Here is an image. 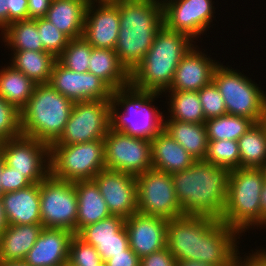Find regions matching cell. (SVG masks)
<instances>
[{"instance_id": "obj_1", "label": "cell", "mask_w": 266, "mask_h": 266, "mask_svg": "<svg viewBox=\"0 0 266 266\" xmlns=\"http://www.w3.org/2000/svg\"><path fill=\"white\" fill-rule=\"evenodd\" d=\"M240 233L221 220L183 214L168 220L167 247L176 261L231 266L239 259Z\"/></svg>"}, {"instance_id": "obj_2", "label": "cell", "mask_w": 266, "mask_h": 266, "mask_svg": "<svg viewBox=\"0 0 266 266\" xmlns=\"http://www.w3.org/2000/svg\"><path fill=\"white\" fill-rule=\"evenodd\" d=\"M171 175L183 214L222 219L228 193V168L196 160L189 168Z\"/></svg>"}, {"instance_id": "obj_3", "label": "cell", "mask_w": 266, "mask_h": 266, "mask_svg": "<svg viewBox=\"0 0 266 266\" xmlns=\"http://www.w3.org/2000/svg\"><path fill=\"white\" fill-rule=\"evenodd\" d=\"M120 29L115 52L131 74L151 48L163 26L161 0H118Z\"/></svg>"}, {"instance_id": "obj_4", "label": "cell", "mask_w": 266, "mask_h": 266, "mask_svg": "<svg viewBox=\"0 0 266 266\" xmlns=\"http://www.w3.org/2000/svg\"><path fill=\"white\" fill-rule=\"evenodd\" d=\"M195 43L188 35L163 25L142 62L130 74V84L147 92L167 91L179 62Z\"/></svg>"}, {"instance_id": "obj_5", "label": "cell", "mask_w": 266, "mask_h": 266, "mask_svg": "<svg viewBox=\"0 0 266 266\" xmlns=\"http://www.w3.org/2000/svg\"><path fill=\"white\" fill-rule=\"evenodd\" d=\"M162 94L139 90L131 84L114 90L110 105V129L133 137L154 138L163 130L166 118L153 104Z\"/></svg>"}, {"instance_id": "obj_6", "label": "cell", "mask_w": 266, "mask_h": 266, "mask_svg": "<svg viewBox=\"0 0 266 266\" xmlns=\"http://www.w3.org/2000/svg\"><path fill=\"white\" fill-rule=\"evenodd\" d=\"M74 103L49 83L37 84L20 111L22 135L51 146L62 135Z\"/></svg>"}, {"instance_id": "obj_7", "label": "cell", "mask_w": 266, "mask_h": 266, "mask_svg": "<svg viewBox=\"0 0 266 266\" xmlns=\"http://www.w3.org/2000/svg\"><path fill=\"white\" fill-rule=\"evenodd\" d=\"M266 182L264 169L238 168L230 171L228 193L221 221L240 234L262 228L261 193Z\"/></svg>"}, {"instance_id": "obj_8", "label": "cell", "mask_w": 266, "mask_h": 266, "mask_svg": "<svg viewBox=\"0 0 266 266\" xmlns=\"http://www.w3.org/2000/svg\"><path fill=\"white\" fill-rule=\"evenodd\" d=\"M212 82L221 93L227 114L252 119L255 123L266 118V93L251 78L219 63Z\"/></svg>"}, {"instance_id": "obj_9", "label": "cell", "mask_w": 266, "mask_h": 266, "mask_svg": "<svg viewBox=\"0 0 266 266\" xmlns=\"http://www.w3.org/2000/svg\"><path fill=\"white\" fill-rule=\"evenodd\" d=\"M105 167L103 139L50 146V174L68 182L92 180Z\"/></svg>"}, {"instance_id": "obj_10", "label": "cell", "mask_w": 266, "mask_h": 266, "mask_svg": "<svg viewBox=\"0 0 266 266\" xmlns=\"http://www.w3.org/2000/svg\"><path fill=\"white\" fill-rule=\"evenodd\" d=\"M78 201L75 184L49 174L40 182L41 225L77 234Z\"/></svg>"}, {"instance_id": "obj_11", "label": "cell", "mask_w": 266, "mask_h": 266, "mask_svg": "<svg viewBox=\"0 0 266 266\" xmlns=\"http://www.w3.org/2000/svg\"><path fill=\"white\" fill-rule=\"evenodd\" d=\"M111 100L75 102L60 138L52 145L79 144L104 139L110 129Z\"/></svg>"}, {"instance_id": "obj_12", "label": "cell", "mask_w": 266, "mask_h": 266, "mask_svg": "<svg viewBox=\"0 0 266 266\" xmlns=\"http://www.w3.org/2000/svg\"><path fill=\"white\" fill-rule=\"evenodd\" d=\"M138 213L173 219L183 215L172 175L151 168L136 176Z\"/></svg>"}, {"instance_id": "obj_13", "label": "cell", "mask_w": 266, "mask_h": 266, "mask_svg": "<svg viewBox=\"0 0 266 266\" xmlns=\"http://www.w3.org/2000/svg\"><path fill=\"white\" fill-rule=\"evenodd\" d=\"M103 141L106 169L138 176L152 168L150 139L109 129Z\"/></svg>"}, {"instance_id": "obj_14", "label": "cell", "mask_w": 266, "mask_h": 266, "mask_svg": "<svg viewBox=\"0 0 266 266\" xmlns=\"http://www.w3.org/2000/svg\"><path fill=\"white\" fill-rule=\"evenodd\" d=\"M4 163L25 175L32 183H40L50 174V146L34 138L19 136L1 142Z\"/></svg>"}, {"instance_id": "obj_15", "label": "cell", "mask_w": 266, "mask_h": 266, "mask_svg": "<svg viewBox=\"0 0 266 266\" xmlns=\"http://www.w3.org/2000/svg\"><path fill=\"white\" fill-rule=\"evenodd\" d=\"M163 25L169 30L188 35L192 40L199 36L213 22L216 8L212 0H161Z\"/></svg>"}, {"instance_id": "obj_16", "label": "cell", "mask_w": 266, "mask_h": 266, "mask_svg": "<svg viewBox=\"0 0 266 266\" xmlns=\"http://www.w3.org/2000/svg\"><path fill=\"white\" fill-rule=\"evenodd\" d=\"M49 84L74 102L112 100L113 90L103 80L89 72L68 70L58 61L53 65Z\"/></svg>"}, {"instance_id": "obj_17", "label": "cell", "mask_w": 266, "mask_h": 266, "mask_svg": "<svg viewBox=\"0 0 266 266\" xmlns=\"http://www.w3.org/2000/svg\"><path fill=\"white\" fill-rule=\"evenodd\" d=\"M92 180L98 186L111 215L126 219L137 213L136 176L103 169Z\"/></svg>"}, {"instance_id": "obj_18", "label": "cell", "mask_w": 266, "mask_h": 266, "mask_svg": "<svg viewBox=\"0 0 266 266\" xmlns=\"http://www.w3.org/2000/svg\"><path fill=\"white\" fill-rule=\"evenodd\" d=\"M119 24L118 1L93 2L86 9L83 38L95 48L115 49Z\"/></svg>"}, {"instance_id": "obj_19", "label": "cell", "mask_w": 266, "mask_h": 266, "mask_svg": "<svg viewBox=\"0 0 266 266\" xmlns=\"http://www.w3.org/2000/svg\"><path fill=\"white\" fill-rule=\"evenodd\" d=\"M168 219L134 213L125 219L129 247L141 259L167 247Z\"/></svg>"}, {"instance_id": "obj_20", "label": "cell", "mask_w": 266, "mask_h": 266, "mask_svg": "<svg viewBox=\"0 0 266 266\" xmlns=\"http://www.w3.org/2000/svg\"><path fill=\"white\" fill-rule=\"evenodd\" d=\"M199 50L194 44L182 57L168 90L199 91L212 82L214 70L220 62Z\"/></svg>"}, {"instance_id": "obj_21", "label": "cell", "mask_w": 266, "mask_h": 266, "mask_svg": "<svg viewBox=\"0 0 266 266\" xmlns=\"http://www.w3.org/2000/svg\"><path fill=\"white\" fill-rule=\"evenodd\" d=\"M74 235L67 229L44 227L24 261L29 266L66 265L69 245Z\"/></svg>"}, {"instance_id": "obj_22", "label": "cell", "mask_w": 266, "mask_h": 266, "mask_svg": "<svg viewBox=\"0 0 266 266\" xmlns=\"http://www.w3.org/2000/svg\"><path fill=\"white\" fill-rule=\"evenodd\" d=\"M8 225L41 224L40 183L1 196Z\"/></svg>"}, {"instance_id": "obj_23", "label": "cell", "mask_w": 266, "mask_h": 266, "mask_svg": "<svg viewBox=\"0 0 266 266\" xmlns=\"http://www.w3.org/2000/svg\"><path fill=\"white\" fill-rule=\"evenodd\" d=\"M152 168L172 174L189 168L196 160L167 132L151 139Z\"/></svg>"}, {"instance_id": "obj_24", "label": "cell", "mask_w": 266, "mask_h": 266, "mask_svg": "<svg viewBox=\"0 0 266 266\" xmlns=\"http://www.w3.org/2000/svg\"><path fill=\"white\" fill-rule=\"evenodd\" d=\"M43 228L41 224L8 225L0 235V260H24Z\"/></svg>"}, {"instance_id": "obj_25", "label": "cell", "mask_w": 266, "mask_h": 266, "mask_svg": "<svg viewBox=\"0 0 266 266\" xmlns=\"http://www.w3.org/2000/svg\"><path fill=\"white\" fill-rule=\"evenodd\" d=\"M78 201L77 233L90 224L111 216L98 186L93 180L75 181Z\"/></svg>"}, {"instance_id": "obj_26", "label": "cell", "mask_w": 266, "mask_h": 266, "mask_svg": "<svg viewBox=\"0 0 266 266\" xmlns=\"http://www.w3.org/2000/svg\"><path fill=\"white\" fill-rule=\"evenodd\" d=\"M87 5L73 0H52L44 18L70 39L83 37Z\"/></svg>"}, {"instance_id": "obj_27", "label": "cell", "mask_w": 266, "mask_h": 266, "mask_svg": "<svg viewBox=\"0 0 266 266\" xmlns=\"http://www.w3.org/2000/svg\"><path fill=\"white\" fill-rule=\"evenodd\" d=\"M88 72L103 80L113 91L130 85V73L120 63L115 49L93 47Z\"/></svg>"}, {"instance_id": "obj_28", "label": "cell", "mask_w": 266, "mask_h": 266, "mask_svg": "<svg viewBox=\"0 0 266 266\" xmlns=\"http://www.w3.org/2000/svg\"><path fill=\"white\" fill-rule=\"evenodd\" d=\"M163 130L195 160H204L208 146L207 131L204 123L164 120Z\"/></svg>"}, {"instance_id": "obj_29", "label": "cell", "mask_w": 266, "mask_h": 266, "mask_svg": "<svg viewBox=\"0 0 266 266\" xmlns=\"http://www.w3.org/2000/svg\"><path fill=\"white\" fill-rule=\"evenodd\" d=\"M11 64L15 69L24 73L36 84L49 83L52 68L57 61L51 53L46 51L11 50Z\"/></svg>"}, {"instance_id": "obj_30", "label": "cell", "mask_w": 266, "mask_h": 266, "mask_svg": "<svg viewBox=\"0 0 266 266\" xmlns=\"http://www.w3.org/2000/svg\"><path fill=\"white\" fill-rule=\"evenodd\" d=\"M37 84L11 64L0 69V97L21 111Z\"/></svg>"}, {"instance_id": "obj_31", "label": "cell", "mask_w": 266, "mask_h": 266, "mask_svg": "<svg viewBox=\"0 0 266 266\" xmlns=\"http://www.w3.org/2000/svg\"><path fill=\"white\" fill-rule=\"evenodd\" d=\"M240 168L266 166V121L254 123L238 140Z\"/></svg>"}, {"instance_id": "obj_32", "label": "cell", "mask_w": 266, "mask_h": 266, "mask_svg": "<svg viewBox=\"0 0 266 266\" xmlns=\"http://www.w3.org/2000/svg\"><path fill=\"white\" fill-rule=\"evenodd\" d=\"M167 96L170 114L164 120H179L188 123H205L206 119L203 113V107L199 100L198 91H177L167 90L164 93ZM170 117V118H169Z\"/></svg>"}, {"instance_id": "obj_33", "label": "cell", "mask_w": 266, "mask_h": 266, "mask_svg": "<svg viewBox=\"0 0 266 266\" xmlns=\"http://www.w3.org/2000/svg\"><path fill=\"white\" fill-rule=\"evenodd\" d=\"M1 39L10 50L45 51L37 30V19L10 23L2 32Z\"/></svg>"}, {"instance_id": "obj_34", "label": "cell", "mask_w": 266, "mask_h": 266, "mask_svg": "<svg viewBox=\"0 0 266 266\" xmlns=\"http://www.w3.org/2000/svg\"><path fill=\"white\" fill-rule=\"evenodd\" d=\"M255 122L250 118L224 114L205 121L208 140H235L246 133Z\"/></svg>"}, {"instance_id": "obj_35", "label": "cell", "mask_w": 266, "mask_h": 266, "mask_svg": "<svg viewBox=\"0 0 266 266\" xmlns=\"http://www.w3.org/2000/svg\"><path fill=\"white\" fill-rule=\"evenodd\" d=\"M204 161L219 167H226L230 171L240 168L238 141L227 139L208 140Z\"/></svg>"}, {"instance_id": "obj_36", "label": "cell", "mask_w": 266, "mask_h": 266, "mask_svg": "<svg viewBox=\"0 0 266 266\" xmlns=\"http://www.w3.org/2000/svg\"><path fill=\"white\" fill-rule=\"evenodd\" d=\"M93 46L83 37L70 39L57 61L66 69L85 73L89 69V60Z\"/></svg>"}, {"instance_id": "obj_37", "label": "cell", "mask_w": 266, "mask_h": 266, "mask_svg": "<svg viewBox=\"0 0 266 266\" xmlns=\"http://www.w3.org/2000/svg\"><path fill=\"white\" fill-rule=\"evenodd\" d=\"M125 226V218L111 215L83 227L76 235L82 240L118 239V232Z\"/></svg>"}, {"instance_id": "obj_38", "label": "cell", "mask_w": 266, "mask_h": 266, "mask_svg": "<svg viewBox=\"0 0 266 266\" xmlns=\"http://www.w3.org/2000/svg\"><path fill=\"white\" fill-rule=\"evenodd\" d=\"M37 30L43 49L58 58L68 45L70 38L44 17L37 19Z\"/></svg>"}, {"instance_id": "obj_39", "label": "cell", "mask_w": 266, "mask_h": 266, "mask_svg": "<svg viewBox=\"0 0 266 266\" xmlns=\"http://www.w3.org/2000/svg\"><path fill=\"white\" fill-rule=\"evenodd\" d=\"M101 262L96 248L75 234L69 245L68 266H98Z\"/></svg>"}, {"instance_id": "obj_40", "label": "cell", "mask_w": 266, "mask_h": 266, "mask_svg": "<svg viewBox=\"0 0 266 266\" xmlns=\"http://www.w3.org/2000/svg\"><path fill=\"white\" fill-rule=\"evenodd\" d=\"M21 135L20 111L0 97V141Z\"/></svg>"}, {"instance_id": "obj_41", "label": "cell", "mask_w": 266, "mask_h": 266, "mask_svg": "<svg viewBox=\"0 0 266 266\" xmlns=\"http://www.w3.org/2000/svg\"><path fill=\"white\" fill-rule=\"evenodd\" d=\"M198 94L206 120L227 114L224 99L213 82L202 87Z\"/></svg>"}, {"instance_id": "obj_42", "label": "cell", "mask_w": 266, "mask_h": 266, "mask_svg": "<svg viewBox=\"0 0 266 266\" xmlns=\"http://www.w3.org/2000/svg\"><path fill=\"white\" fill-rule=\"evenodd\" d=\"M83 241L96 248L103 262L110 259L112 255L123 253V251L129 247L128 235L125 226L118 232V239Z\"/></svg>"}, {"instance_id": "obj_43", "label": "cell", "mask_w": 266, "mask_h": 266, "mask_svg": "<svg viewBox=\"0 0 266 266\" xmlns=\"http://www.w3.org/2000/svg\"><path fill=\"white\" fill-rule=\"evenodd\" d=\"M28 19V0H0L1 32L10 23Z\"/></svg>"}, {"instance_id": "obj_44", "label": "cell", "mask_w": 266, "mask_h": 266, "mask_svg": "<svg viewBox=\"0 0 266 266\" xmlns=\"http://www.w3.org/2000/svg\"><path fill=\"white\" fill-rule=\"evenodd\" d=\"M33 184L25 175L18 173L15 169L5 163L0 173V185L2 193L17 191Z\"/></svg>"}, {"instance_id": "obj_45", "label": "cell", "mask_w": 266, "mask_h": 266, "mask_svg": "<svg viewBox=\"0 0 266 266\" xmlns=\"http://www.w3.org/2000/svg\"><path fill=\"white\" fill-rule=\"evenodd\" d=\"M176 264L177 261L168 247L140 259V266H176Z\"/></svg>"}, {"instance_id": "obj_46", "label": "cell", "mask_w": 266, "mask_h": 266, "mask_svg": "<svg viewBox=\"0 0 266 266\" xmlns=\"http://www.w3.org/2000/svg\"><path fill=\"white\" fill-rule=\"evenodd\" d=\"M106 263L108 266H140V258L130 247H128L123 253L112 255Z\"/></svg>"}, {"instance_id": "obj_47", "label": "cell", "mask_w": 266, "mask_h": 266, "mask_svg": "<svg viewBox=\"0 0 266 266\" xmlns=\"http://www.w3.org/2000/svg\"><path fill=\"white\" fill-rule=\"evenodd\" d=\"M52 0H28L29 19H38L45 16Z\"/></svg>"}, {"instance_id": "obj_48", "label": "cell", "mask_w": 266, "mask_h": 266, "mask_svg": "<svg viewBox=\"0 0 266 266\" xmlns=\"http://www.w3.org/2000/svg\"><path fill=\"white\" fill-rule=\"evenodd\" d=\"M251 251L252 254L249 253L248 256L245 254L244 258L239 253V259L243 266H266V249L262 247V249H258L255 252Z\"/></svg>"}, {"instance_id": "obj_49", "label": "cell", "mask_w": 266, "mask_h": 266, "mask_svg": "<svg viewBox=\"0 0 266 266\" xmlns=\"http://www.w3.org/2000/svg\"><path fill=\"white\" fill-rule=\"evenodd\" d=\"M261 205H262V228L266 227V182L263 186L261 193ZM264 225V226H263Z\"/></svg>"}, {"instance_id": "obj_50", "label": "cell", "mask_w": 266, "mask_h": 266, "mask_svg": "<svg viewBox=\"0 0 266 266\" xmlns=\"http://www.w3.org/2000/svg\"><path fill=\"white\" fill-rule=\"evenodd\" d=\"M8 226V222L5 216V212H4V208L2 205V201L0 198V235L1 233L6 229V227Z\"/></svg>"}, {"instance_id": "obj_51", "label": "cell", "mask_w": 266, "mask_h": 266, "mask_svg": "<svg viewBox=\"0 0 266 266\" xmlns=\"http://www.w3.org/2000/svg\"><path fill=\"white\" fill-rule=\"evenodd\" d=\"M176 266H211V265L204 264L198 261L184 260V261H177Z\"/></svg>"}, {"instance_id": "obj_52", "label": "cell", "mask_w": 266, "mask_h": 266, "mask_svg": "<svg viewBox=\"0 0 266 266\" xmlns=\"http://www.w3.org/2000/svg\"><path fill=\"white\" fill-rule=\"evenodd\" d=\"M0 266H29L24 260L4 261L0 260Z\"/></svg>"}, {"instance_id": "obj_53", "label": "cell", "mask_w": 266, "mask_h": 266, "mask_svg": "<svg viewBox=\"0 0 266 266\" xmlns=\"http://www.w3.org/2000/svg\"><path fill=\"white\" fill-rule=\"evenodd\" d=\"M3 165H4V158H3V155L0 153V173H1V170L3 168ZM2 191H1V185H0V198L2 196Z\"/></svg>"}, {"instance_id": "obj_54", "label": "cell", "mask_w": 266, "mask_h": 266, "mask_svg": "<svg viewBox=\"0 0 266 266\" xmlns=\"http://www.w3.org/2000/svg\"><path fill=\"white\" fill-rule=\"evenodd\" d=\"M73 1L82 2V3L86 4L87 6H89L90 4L95 2V0H73Z\"/></svg>"}, {"instance_id": "obj_55", "label": "cell", "mask_w": 266, "mask_h": 266, "mask_svg": "<svg viewBox=\"0 0 266 266\" xmlns=\"http://www.w3.org/2000/svg\"><path fill=\"white\" fill-rule=\"evenodd\" d=\"M231 266H243V264L241 263L240 259H238L234 264H232Z\"/></svg>"}, {"instance_id": "obj_56", "label": "cell", "mask_w": 266, "mask_h": 266, "mask_svg": "<svg viewBox=\"0 0 266 266\" xmlns=\"http://www.w3.org/2000/svg\"><path fill=\"white\" fill-rule=\"evenodd\" d=\"M118 0H95V2H115Z\"/></svg>"}, {"instance_id": "obj_57", "label": "cell", "mask_w": 266, "mask_h": 266, "mask_svg": "<svg viewBox=\"0 0 266 266\" xmlns=\"http://www.w3.org/2000/svg\"><path fill=\"white\" fill-rule=\"evenodd\" d=\"M98 266H108V264L102 261Z\"/></svg>"}]
</instances>
